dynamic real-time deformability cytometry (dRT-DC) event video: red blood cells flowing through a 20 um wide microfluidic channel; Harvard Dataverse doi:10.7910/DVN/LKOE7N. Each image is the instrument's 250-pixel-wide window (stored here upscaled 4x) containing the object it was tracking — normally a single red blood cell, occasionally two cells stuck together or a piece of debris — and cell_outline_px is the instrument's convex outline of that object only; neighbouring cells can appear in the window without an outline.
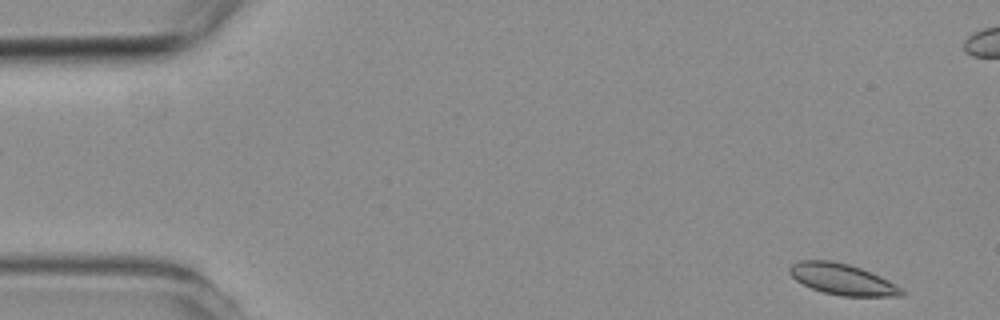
{"species": "common noctule bat (a hibernating species)", "species_latin": "Nyctalus noctula", "temperature_condition": "room temperature", "stored_images_in_passage": 5, "camera_frame_rate_fps": 3000, "um_per_image_px": 0.085, "animal": {"sex": "female", "body_mass_g": 19.3, "forearm_length_mm": 54.1}, "frame": {"image": 1, "passage_image": 1, "time_ms": 0.0, "image_size_px": [1000, 320], "cell_outline_px": [[904, 296], [840, 296], [824, 292], [812, 288], [796, 280], [788, 272], [788, 268], [792, 264], [800, 260], [832, 260], [848, 264], [860, 268], [880, 276], [896, 284], [904, 292]], "centroid_in_image_um": [71.59, 23.73], "position_along_channel_um": 13.4, "area_um2": 20.17}}